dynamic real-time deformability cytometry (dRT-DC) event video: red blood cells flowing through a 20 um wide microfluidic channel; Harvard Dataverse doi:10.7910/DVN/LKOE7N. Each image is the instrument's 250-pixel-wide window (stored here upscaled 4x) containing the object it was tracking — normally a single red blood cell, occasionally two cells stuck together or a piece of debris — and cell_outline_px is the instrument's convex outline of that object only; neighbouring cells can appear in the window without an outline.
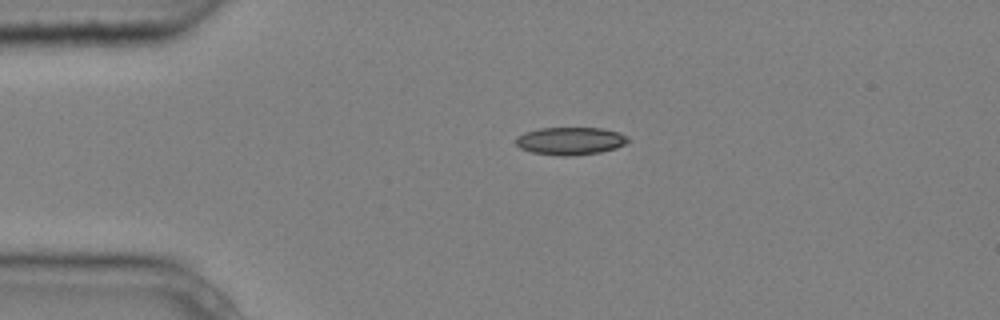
{"species": "common noctule bat (a hibernating species)", "species_latin": "Nyctalus noctula", "temperature_condition": "cold", "stored_images_in_passage": 2, "camera_frame_rate_fps": 3000, "um_per_image_px": 0.085, "animal": {"sex": "male", "body_mass_g": 20.4}, "frame": {"image": 1, "passage_image": 1, "time_ms": 0.0, "image_size_px": [1000, 320], "cell_outline_px": [[628, 140], [624, 144], [616, 148], [600, 152], [572, 156], [560, 156], [532, 152], [520, 148], [516, 144], [516, 136], [524, 132], [540, 128], [604, 128], [620, 132], [628, 136]], "centroid_in_image_um": [48.48, 11.97], "position_along_channel_um": 36.5, "area_um2": 18.21}}